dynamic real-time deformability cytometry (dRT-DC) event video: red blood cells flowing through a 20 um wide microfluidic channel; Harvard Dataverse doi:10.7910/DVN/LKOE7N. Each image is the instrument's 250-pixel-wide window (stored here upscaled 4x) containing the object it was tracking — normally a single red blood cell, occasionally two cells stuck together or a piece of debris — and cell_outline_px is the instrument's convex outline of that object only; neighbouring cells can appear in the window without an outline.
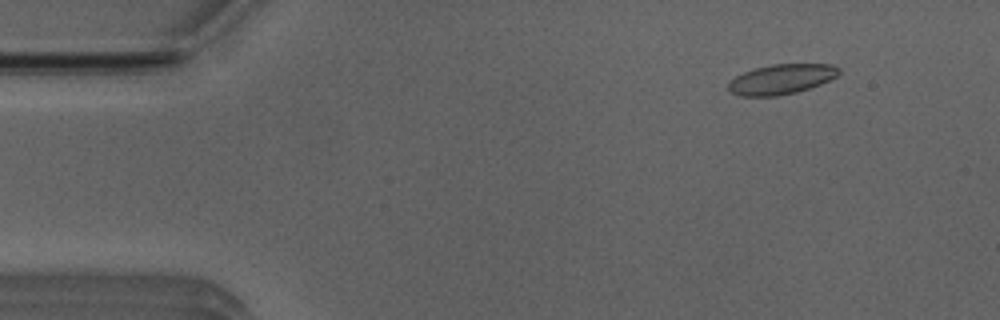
{"species": "Egyptian fruit bat (a non-hibernating species)", "species_latin": "Rousettus aegyptiacus", "temperature_condition": "room temperature", "stored_images_in_passage": 52, "camera_frame_rate_fps": 3000, "um_per_image_px": 0.085, "animal": {"sex": "male"}, "frame": {"image": 1, "passage_image": 6, "time_ms": 1.667, "image_size_px": [1000, 320], "cell_outline_px": [[840, 72], [836, 76], [820, 84], [796, 92], [776, 96], [740, 96], [728, 92], [728, 84], [736, 76], [744, 72], [756, 68], [772, 64], [832, 64], [840, 68]], "centroid_in_image_um": [66.4, 6.73], "position_along_channel_um": 18.6, "area_um2": 19.19}}
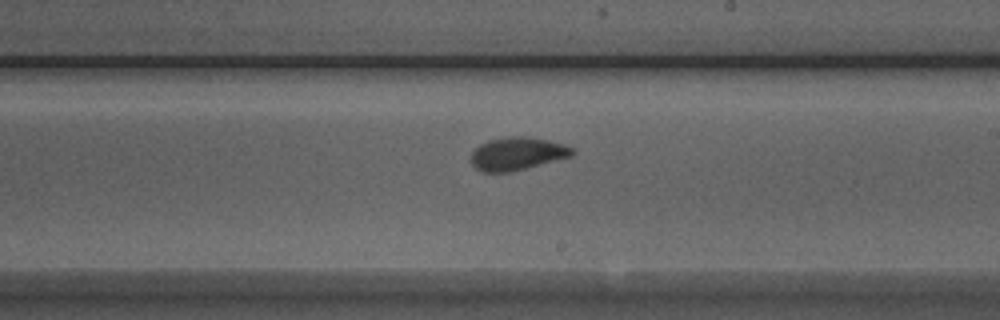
{"frame": {"image": 2, "passage_image": 30, "time_ms": 9.667, "image_size_px": [1000, 320], "cell_outline_px": [[576, 152], [572, 156], [508, 172], [484, 172], [476, 168], [468, 160], [472, 152], [480, 144], [488, 140], [512, 136], [524, 136], [548, 140], [564, 144], [572, 148]], "centroid_in_image_um": [43.94, 13.05], "position_along_channel_um": 245.1, "area_um2": 19.31}}
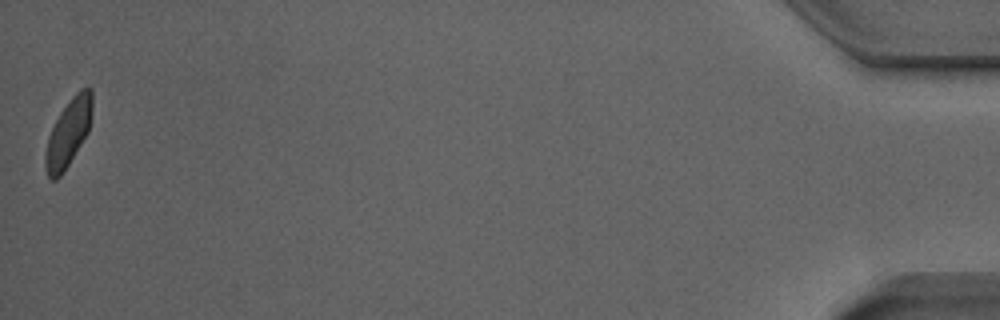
{"frame": {"image": 3, "passage_image": 52, "time_ms": 17.0, "image_size_px": [1000, 320], "cell_outline_px": [[92, 108], [88, 132], [68, 164], [60, 176], [56, 180], [52, 180], [48, 176], [44, 168], [44, 156], [48, 136], [60, 112], [72, 96], [80, 88], [92, 88]], "centroid_in_image_um": [5.79, 11.28], "position_along_channel_um": 429.4, "area_um2": 18.21}, "authors_computed_cell_mechanics": {"area_um2": 19.1318, "velocity_mm_per_s": 3.9256, "shape_relaxation_time_tau1_ms": 3.378, "shape_relaxation_time_tau2_ms": 1.0479, "deformation_change_tau1": 0.1019, "deformation_change_tau2": 0.0663}}